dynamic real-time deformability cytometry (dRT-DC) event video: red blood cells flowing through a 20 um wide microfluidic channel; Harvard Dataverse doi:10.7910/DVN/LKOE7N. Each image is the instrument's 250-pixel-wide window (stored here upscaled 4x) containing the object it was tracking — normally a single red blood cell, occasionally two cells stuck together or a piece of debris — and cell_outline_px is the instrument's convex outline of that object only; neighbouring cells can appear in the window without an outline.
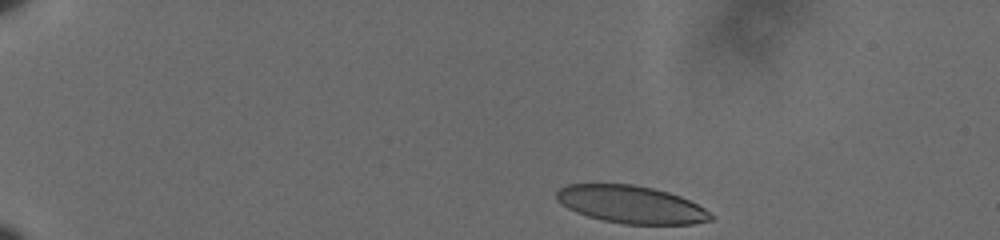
{"species": "human", "species_latin": "Homo sapiens", "temperature_condition": "cold", "stored_images_in_passage": 49, "camera_frame_rate_fps": 3000, "um_per_image_px": 0.085, "donor": {"sex": "male"}, "frame": {"image": 1, "passage_image": 1, "time_ms": 0.0, "image_size_px": [1000, 240], "cell_outline_px": [[712, 220], [692, 224], [624, 224], [604, 220], [588, 216], [576, 212], [568, 208], [556, 200], [556, 192], [560, 188], [568, 184], [632, 184], [652, 188], [668, 192], [680, 196], [704, 208], [712, 216]], "centroid_in_image_um": [53.62, 17.38], "position_along_channel_um": 31.4, "area_um2": 33.52}}
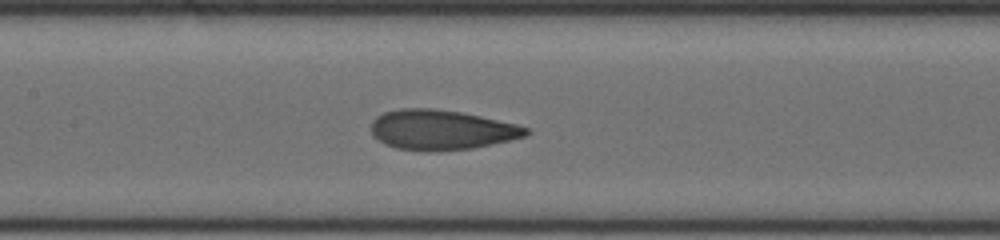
{"frame": {"image": 2, "passage_image": 21, "time_ms": 6.667, "image_size_px": [1000, 240], "cell_outline_px": [[532, 132], [528, 136], [492, 144], [472, 148], [432, 152], [424, 152], [396, 148], [384, 144], [372, 136], [372, 120], [376, 116], [384, 112], [400, 108], [432, 108], [460, 112], [480, 116], [516, 124], [528, 128]], "centroid_in_image_um": [37.5, 11.05], "position_along_channel_um": 169.9, "area_um2": 36.36}}
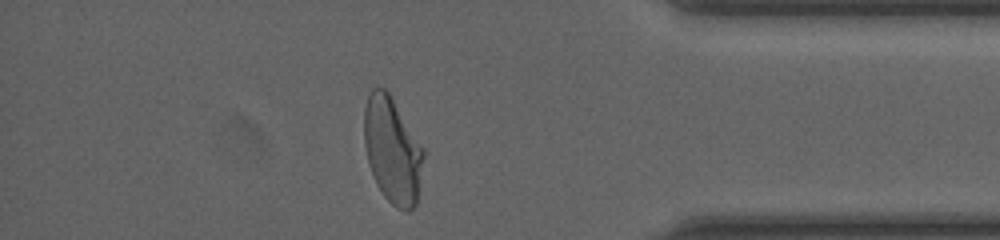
{"frame": {"image": 3, "passage_image": 42, "time_ms": 13.667, "image_size_px": [1000, 240], "cell_outline_px": [[424, 156], [416, 204], [408, 212], [396, 208], [384, 196], [376, 184], [368, 164], [364, 144], [364, 108], [368, 96], [372, 88], [384, 88], [388, 92], [424, 148]], "centroid_in_image_um": [33.34, 12.79], "position_along_channel_um": 401.9, "area_um2": 36.59}, "authors_computed_cell_mechanics": {"area_um2": 36.0672, "velocity_mm_per_s": 3.5968, "shape_relaxation_time_tau1_ms": 6.0027, "shape_relaxation_time_tau2_ms": 1.1282, "deformation_change_tau1": 0.2032, "deformation_change_tau2": 0.0781}}